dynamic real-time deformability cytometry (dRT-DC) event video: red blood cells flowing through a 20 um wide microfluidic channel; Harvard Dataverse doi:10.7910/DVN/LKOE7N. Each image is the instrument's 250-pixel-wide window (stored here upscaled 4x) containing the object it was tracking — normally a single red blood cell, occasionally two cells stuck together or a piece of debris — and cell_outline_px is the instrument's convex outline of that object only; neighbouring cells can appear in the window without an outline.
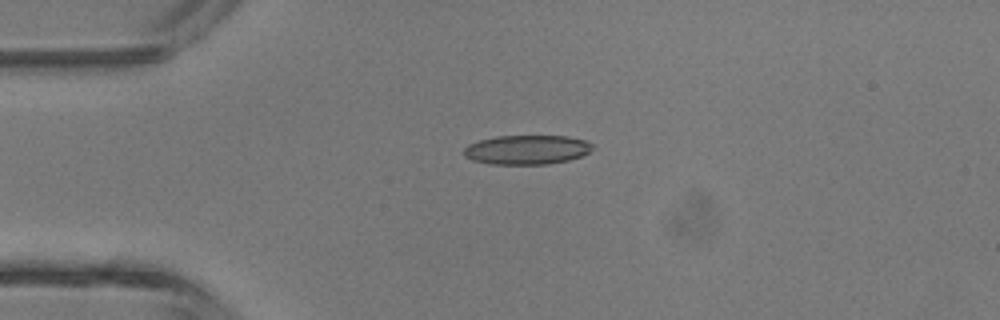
{"species": "common noctule bat (a hibernating species)", "species_latin": "Nyctalus noctula", "temperature_condition": "room temperature", "stored_images_in_passage": 4, "camera_frame_rate_fps": 3000, "um_per_image_px": 0.085, "animal": {"sex": "male", "body_mass_g": 13.3}, "frame": {"image": 1, "passage_image": 2, "time_ms": 1.333, "image_size_px": [1000, 320], "cell_outline_px": [[592, 148], [588, 152], [580, 156], [568, 160], [548, 164], [492, 164], [472, 160], [464, 156], [464, 148], [468, 144], [480, 140], [496, 136], [568, 136], [584, 140], [592, 144]], "centroid_in_image_um": [44.75, 12.72], "position_along_channel_um": 40.2, "area_um2": 21.85}}
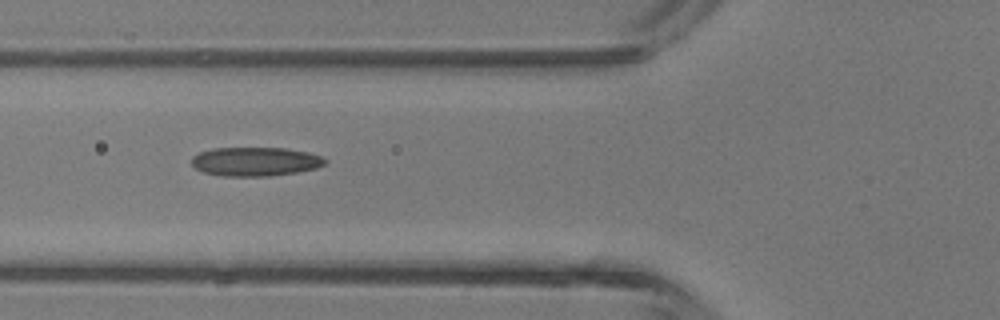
{"frame": {"image": 2, "passage_image": 4, "time_ms": 3.333, "image_size_px": [1000, 320], "cell_outline_px": [[328, 160], [324, 164], [316, 168], [296, 172], [268, 176], [224, 176], [204, 172], [196, 168], [192, 164], [192, 156], [200, 152], [212, 148], [288, 148], [308, 152], [320, 156]], "centroid_in_image_um": [21.7, 13.72], "position_along_channel_um": 104.1, "area_um2": 22.43}}